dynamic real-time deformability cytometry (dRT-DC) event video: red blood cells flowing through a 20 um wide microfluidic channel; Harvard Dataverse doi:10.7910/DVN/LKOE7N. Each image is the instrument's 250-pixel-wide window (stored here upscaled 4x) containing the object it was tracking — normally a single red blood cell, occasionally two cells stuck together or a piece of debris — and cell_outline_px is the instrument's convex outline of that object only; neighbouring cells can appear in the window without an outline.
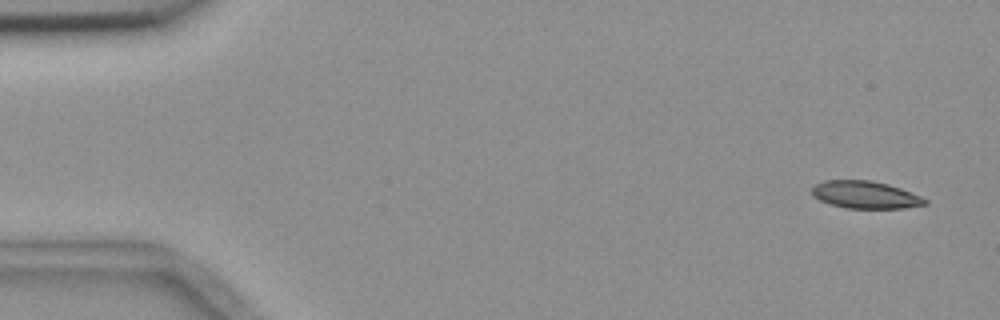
{"species": "common noctule bat (a hibernating species)", "species_latin": "Nyctalus noctula", "temperature_condition": "room temperature", "stored_images_in_passage": 5, "segment_of_instrument_passage": [2, 2], "camera_frame_rate_fps": 3000, "um_per_image_px": 0.085, "animal": {"sex": "female", "body_mass_g": 18.4}, "frame": {"image": 1, "passage_image": 5, "time_ms": 6.0, "image_size_px": [1000, 320], "cell_outline_px": [[928, 204], [904, 208], [848, 208], [832, 204], [820, 200], [812, 196], [812, 188], [816, 184], [824, 180], [872, 180], [888, 184], [900, 188], [920, 196], [928, 200]], "centroid_in_image_um": [73.56, 16.55], "position_along_channel_um": 11.4, "area_um2": 17.98}}